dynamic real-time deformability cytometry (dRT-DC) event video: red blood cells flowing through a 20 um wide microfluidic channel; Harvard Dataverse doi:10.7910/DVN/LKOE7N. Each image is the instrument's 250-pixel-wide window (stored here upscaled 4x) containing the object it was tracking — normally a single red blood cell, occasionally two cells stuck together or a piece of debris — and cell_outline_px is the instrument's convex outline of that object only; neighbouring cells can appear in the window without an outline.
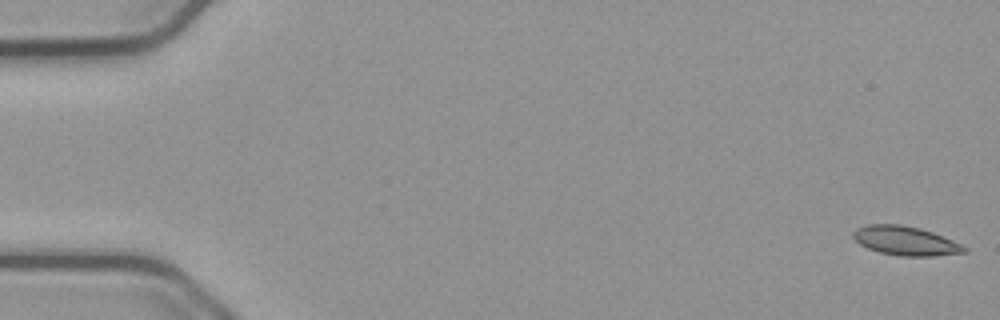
{"species": "common noctule bat (a hibernating species)", "species_latin": "Nyctalus noctula", "temperature_condition": "cold", "stored_images_in_passage": 56, "camera_frame_rate_fps": 3000, "um_per_image_px": 0.085, "animal": {"sex": "male", "body_mass_g": 23.1, "forearm_length_mm": 52.7}, "frame": {"image": 1, "passage_image": 1, "time_ms": 0.0, "image_size_px": [1000, 320], "cell_outline_px": [[968, 252], [932, 256], [900, 256], [880, 252], [868, 248], [860, 244], [852, 236], [852, 232], [856, 228], [868, 224], [900, 224], [920, 228], [932, 232], [952, 240], [968, 248]], "centroid_in_image_um": [76.96, 20.46], "position_along_channel_um": 8.0, "area_um2": 18.79}}
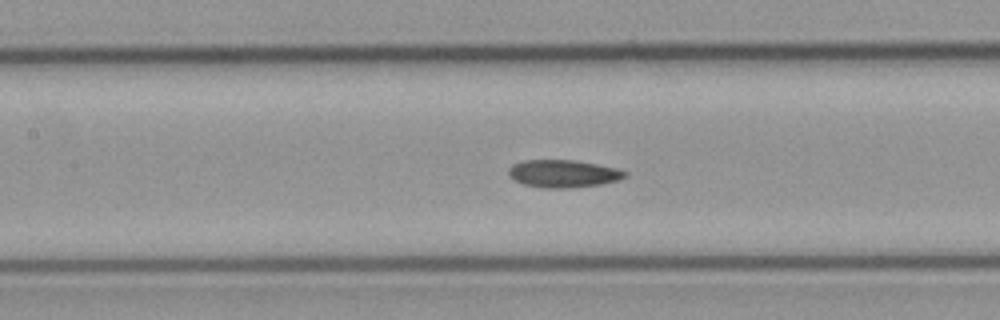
{"frame": {"image": 2, "passage_image": 25, "time_ms": 8.0, "image_size_px": [1000, 320], "cell_outline_px": [[628, 176], [620, 180], [600, 184], [568, 188], [544, 188], [524, 184], [516, 180], [508, 172], [508, 168], [512, 164], [524, 160], [576, 160], [616, 168], [628, 172]], "centroid_in_image_um": [47.91, 14.75], "position_along_channel_um": 159.5, "area_um2": 18.67}}
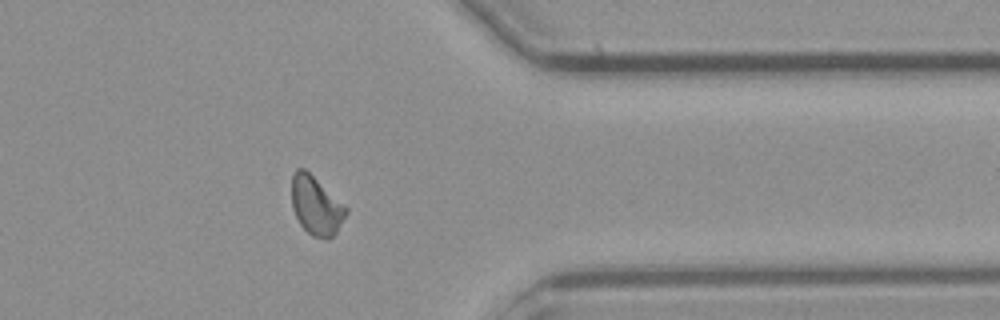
{"frame": {"image": 3, "passage_image": 44, "time_ms": 14.333, "image_size_px": [1000, 320], "cell_outline_px": [[348, 212], [336, 232], [328, 240], [324, 240], [312, 236], [300, 224], [292, 208], [292, 172], [296, 168], [304, 168], [348, 208]], "centroid_in_image_um": [26.86, 17.49], "position_along_channel_um": 384.5, "area_um2": 18.5}}